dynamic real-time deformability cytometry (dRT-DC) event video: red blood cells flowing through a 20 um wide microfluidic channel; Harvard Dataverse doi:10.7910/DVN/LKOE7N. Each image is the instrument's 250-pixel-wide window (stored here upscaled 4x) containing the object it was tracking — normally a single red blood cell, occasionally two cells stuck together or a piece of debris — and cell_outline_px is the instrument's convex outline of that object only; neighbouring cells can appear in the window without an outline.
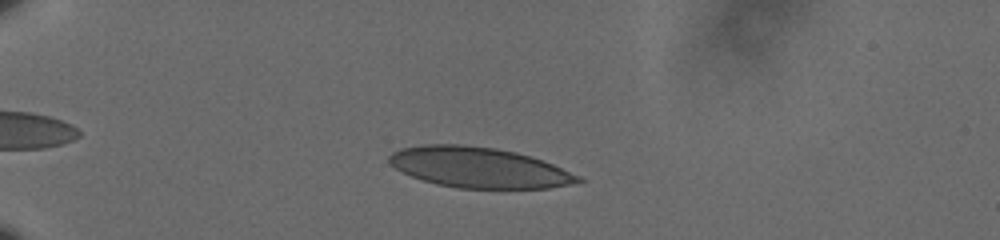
{"species": "human", "species_latin": "Homo sapiens", "temperature_condition": "cold", "stored_images_in_passage": 48, "camera_frame_rate_fps": 3000, "um_per_image_px": 0.085, "donor": {"sex": "male"}, "frame": {"image": 1, "passage_image": 12, "time_ms": 3.667, "image_size_px": [1000, 240], "cell_outline_px": [[584, 180], [568, 184], [548, 188], [456, 188], [436, 184], [412, 176], [388, 164], [388, 156], [392, 152], [400, 148], [424, 144], [460, 144], [496, 148], [516, 152], [552, 164], [580, 176]], "centroid_in_image_um": [40.64, 14.23], "position_along_channel_um": 44.4, "area_um2": 44.27}}
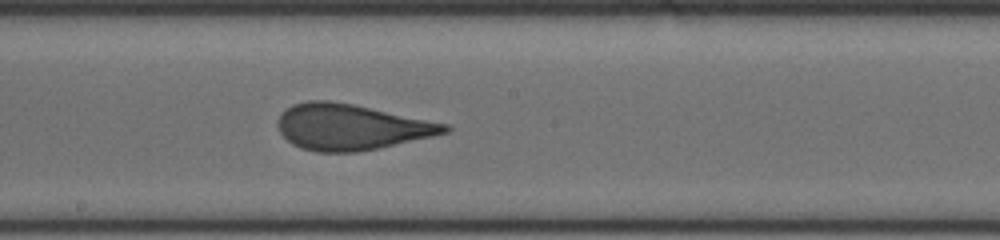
{"frame": {"image": 2, "passage_image": 31, "time_ms": 10.0, "image_size_px": [1000, 240], "cell_outline_px": [[452, 128], [448, 132], [432, 136], [380, 148], [356, 152], [316, 152], [300, 148], [292, 144], [280, 132], [276, 124], [280, 116], [292, 104], [308, 100], [328, 100], [352, 104], [448, 124]], "centroid_in_image_um": [29.82, 10.8], "position_along_channel_um": 218.4, "area_um2": 44.33}}
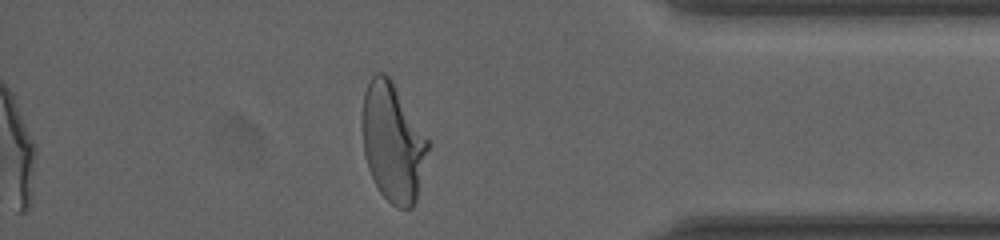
{"frame": {"image": 3, "passage_image": 48, "time_ms": 15.667, "image_size_px": [1000, 240], "cell_outline_px": [[432, 144], [416, 200], [412, 208], [396, 208], [380, 192], [368, 168], [364, 156], [364, 92], [372, 76], [376, 72], [384, 72], [392, 80]], "centroid_in_image_um": [33.45, 12.12], "position_along_channel_um": 401.8, "area_um2": 45.32}, "authors_computed_cell_mechanics": {"area_um2": 43.9858, "velocity_mm_per_s": 3.5826, "shape_relaxation_time_tau1_ms": 8.2636, "shape_relaxation_time_tau2_ms": 0.756, "deformation_change_tau1": 0.2441, "deformation_change_tau2": 0.0668}}